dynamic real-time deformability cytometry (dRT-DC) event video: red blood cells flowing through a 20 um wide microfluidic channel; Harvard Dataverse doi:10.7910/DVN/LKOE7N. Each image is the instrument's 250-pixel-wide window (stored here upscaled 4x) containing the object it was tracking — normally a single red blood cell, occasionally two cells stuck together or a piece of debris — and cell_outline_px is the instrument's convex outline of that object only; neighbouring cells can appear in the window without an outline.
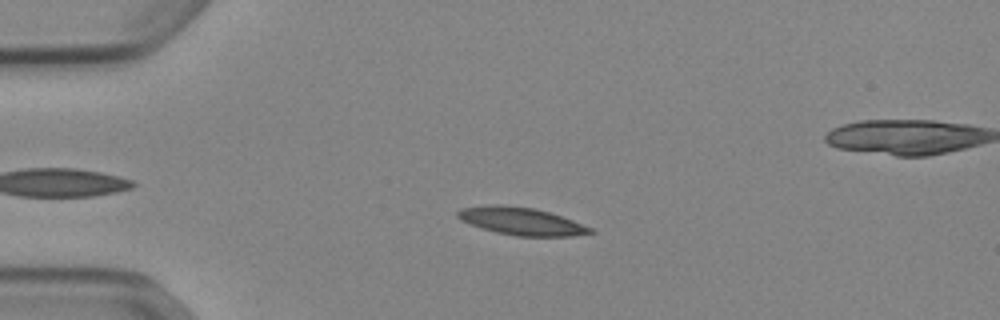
{"species": "Egyptian fruit bat (a non-hibernating species)", "species_latin": "Rousettus aegyptiacus", "temperature_condition": "cold", "stored_images_in_passage": 53, "camera_frame_rate_fps": 3000, "um_per_image_px": 0.085, "animal": {"sex": "female"}, "frame": {"image": 1, "passage_image": 12, "time_ms": 3.667, "image_size_px": [1000, 320], "cell_outline_px": [[596, 232], [572, 236], [516, 236], [496, 232], [460, 220], [456, 216], [456, 212], [460, 208], [488, 204], [500, 204], [536, 208], [572, 220], [592, 228]], "centroid_in_image_um": [44.28, 18.79], "position_along_channel_um": 40.7, "area_um2": 21.27}}
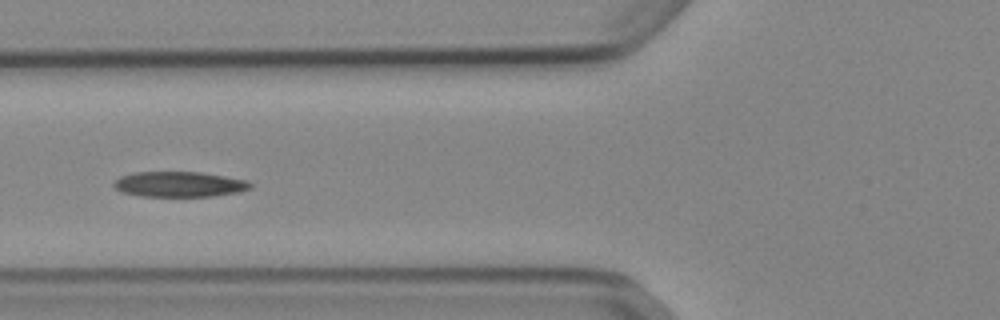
{"frame": {"image": 2, "passage_image": 20, "time_ms": 6.333, "image_size_px": [1000, 320], "cell_outline_px": [[252, 188], [236, 192], [212, 196], [140, 196], [120, 192], [112, 184], [120, 176], [132, 172], [200, 172], [248, 180], [252, 184]], "centroid_in_image_um": [15.21, 15.66], "position_along_channel_um": 110.6, "area_um2": 20.17}}
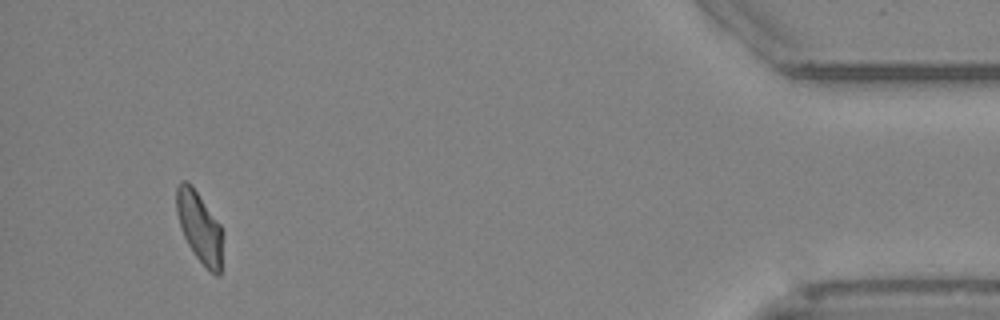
{"frame": {"image": 3, "passage_image": 49, "time_ms": 16.0, "image_size_px": [1000, 320], "cell_outline_px": [[220, 276], [216, 276], [196, 256], [188, 244], [184, 236], [176, 212], [176, 188], [184, 180], [192, 184], [220, 224]], "centroid_in_image_um": [16.91, 19.24], "position_along_channel_um": 418.3, "area_um2": 18.32}, "authors_computed_cell_mechanics": {"area_um2": 20.2878, "velocity_mm_per_s": 3.8716, "shape_relaxation_time_tau1_ms": 5.5862, "shape_relaxation_time_tau2_ms": 3.7024, "deformation_change_tau1": 0.1655, "deformation_change_tau2": 0.1127}}